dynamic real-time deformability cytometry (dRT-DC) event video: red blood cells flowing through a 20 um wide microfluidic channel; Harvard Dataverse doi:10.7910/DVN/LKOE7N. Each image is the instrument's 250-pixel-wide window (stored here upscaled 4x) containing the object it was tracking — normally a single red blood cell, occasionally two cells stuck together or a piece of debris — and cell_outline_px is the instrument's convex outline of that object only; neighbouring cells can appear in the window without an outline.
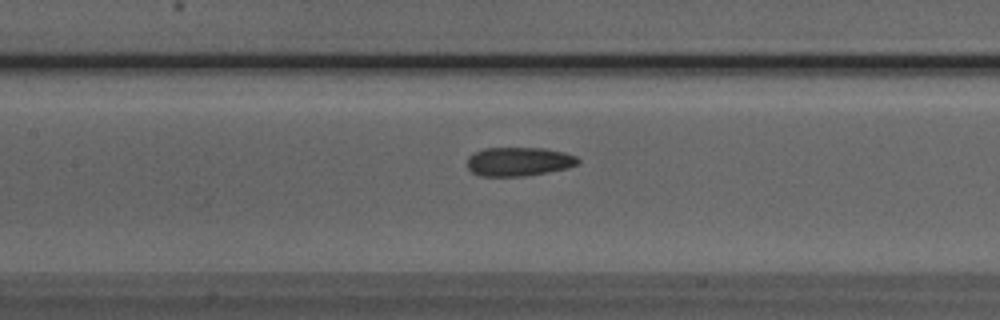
{"species": "Egyptian fruit bat (a non-hibernating species)", "species_latin": "Rousettus aegyptiacus", "temperature_condition": "room temperature", "stored_images_in_passage": 49, "camera_frame_rate_fps": 3000, "um_per_image_px": 0.085, "animal": {"sex": "male"}, "frame": {"image": 1, "passage_image": 23, "time_ms": 7.333, "image_size_px": [1000, 320], "cell_outline_px": [[580, 160], [576, 164], [568, 168], [548, 172], [524, 176], [480, 176], [472, 172], [468, 168], [468, 156], [484, 148], [544, 148], [564, 152], [576, 156]], "centroid_in_image_um": [44.1, 13.73], "position_along_channel_um": 163.3, "area_um2": 18.61}}
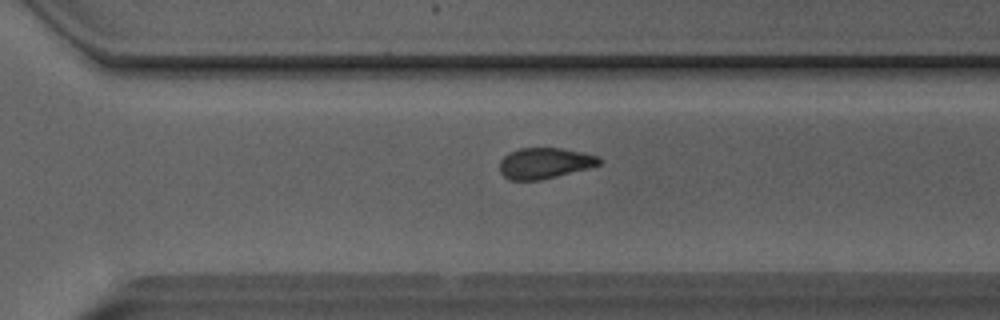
{"frame": {"image": 2, "passage_image": 35, "time_ms": 11.333, "image_size_px": [1000, 320], "cell_outline_px": [[604, 160], [600, 164], [588, 168], [540, 180], [508, 180], [500, 172], [500, 160], [508, 152], [520, 148], [560, 148], [600, 156]], "centroid_in_image_um": [46.29, 13.86], "position_along_channel_um": 324.3, "area_um2": 17.92}}
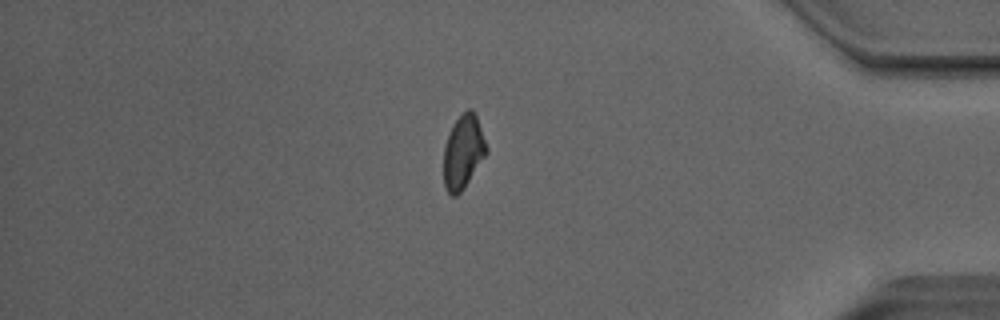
{"frame": {"image": 3, "passage_image": 43, "time_ms": 14.0, "image_size_px": [1000, 320], "cell_outline_px": [[488, 152], [464, 188], [456, 196], [452, 196], [444, 188], [444, 148], [452, 124], [468, 108], [472, 108], [476, 116], [488, 148]], "centroid_in_image_um": [39.37, 12.93], "position_along_channel_um": 395.8, "area_um2": 18.26}, "authors_computed_cell_mechanics": {"area_um2": 18.9584, "velocity_mm_per_s": 4.03, "shape_relaxation_time_tau1_ms": null, "shape_relaxation_time_tau2_ms": 5.0048, "deformation_change_tau1": null, "deformation_change_tau2": 0.1062}}